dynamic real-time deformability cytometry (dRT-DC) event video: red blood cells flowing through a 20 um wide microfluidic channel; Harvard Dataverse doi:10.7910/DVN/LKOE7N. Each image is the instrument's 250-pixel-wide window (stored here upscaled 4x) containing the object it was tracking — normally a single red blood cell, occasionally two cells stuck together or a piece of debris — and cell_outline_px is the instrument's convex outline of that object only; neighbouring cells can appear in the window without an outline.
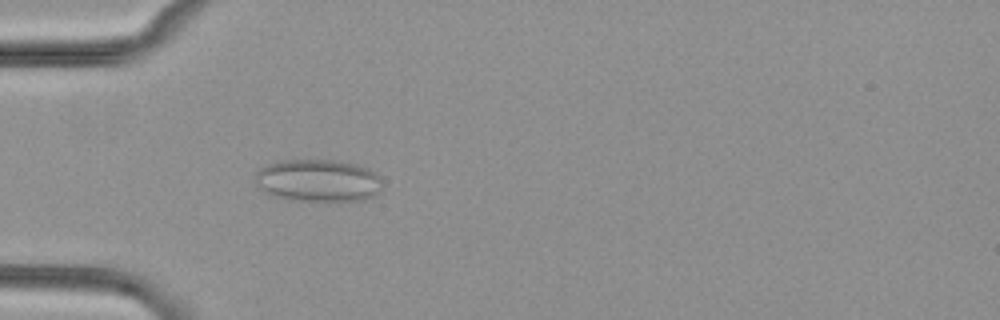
{"species": "common noctule bat (a hibernating species)", "species_latin": "Nyctalus noctula", "temperature_condition": "cold", "stored_images_in_passage": 5, "camera_frame_rate_fps": 3000, "um_per_image_px": 0.085, "animal": {"sex": "female", "body_mass_g": 29.2, "forearm_length_mm": 56.3}, "frame": {"image": 1, "passage_image": 5, "time_ms": 4.667, "image_size_px": [1000, 320], "cell_outline_px": [[380, 192], [376, 196], [364, 200], [288, 200], [272, 196], [264, 192], [256, 184], [256, 172], [260, 168], [268, 164], [284, 160], [332, 160], [356, 164], [368, 168], [376, 172], [380, 176]], "centroid_in_image_um": [27.04, 15.35], "position_along_channel_um": 58.0, "area_um2": 31.5}}